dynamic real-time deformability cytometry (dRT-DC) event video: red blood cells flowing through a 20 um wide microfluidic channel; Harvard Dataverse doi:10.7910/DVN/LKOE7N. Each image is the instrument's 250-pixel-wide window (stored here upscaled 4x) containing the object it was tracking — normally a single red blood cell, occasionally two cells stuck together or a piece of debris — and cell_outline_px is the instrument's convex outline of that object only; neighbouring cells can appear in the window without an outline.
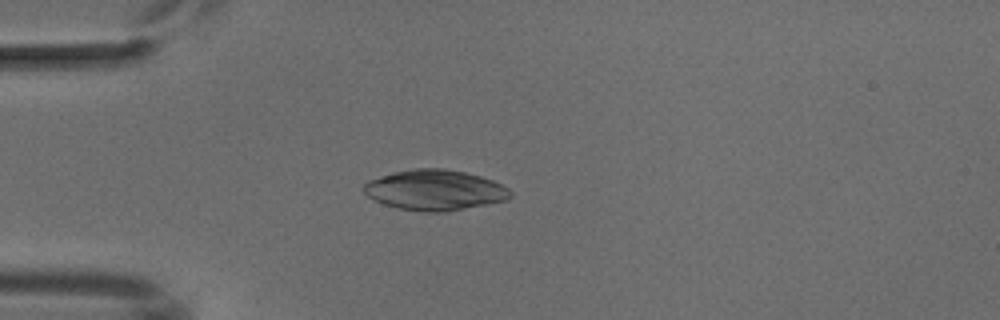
{"species": "common noctule bat (a hibernating species)", "species_latin": "Nyctalus noctula", "temperature_condition": "cold", "stored_images_in_passage": 3, "camera_frame_rate_fps": 3000, "um_per_image_px": 0.085, "animal": {"sex": "male", "body_mass_g": 18.8}, "frame": {"image": 1, "passage_image": 2, "time_ms": 1.333, "image_size_px": [1000, 320], "cell_outline_px": [[512, 196], [508, 200], [444, 212], [424, 212], [400, 208], [384, 204], [368, 196], [360, 188], [368, 180], [392, 172], [412, 168], [444, 168], [464, 172], [480, 176], [492, 180], [508, 188], [512, 192]], "centroid_in_image_um": [36.95, 16.14], "position_along_channel_um": 48.1, "area_um2": 34.62}}